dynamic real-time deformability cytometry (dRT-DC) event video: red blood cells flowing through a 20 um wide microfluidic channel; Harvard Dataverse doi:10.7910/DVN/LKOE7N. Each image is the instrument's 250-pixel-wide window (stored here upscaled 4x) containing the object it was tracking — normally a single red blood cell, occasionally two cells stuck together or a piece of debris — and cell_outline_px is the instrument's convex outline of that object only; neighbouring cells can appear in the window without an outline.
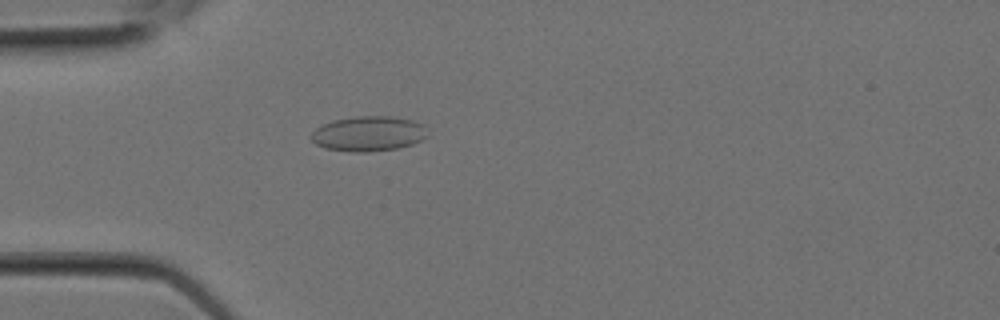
{"species": "Egyptian fruit bat (a non-hibernating species)", "species_latin": "Rousettus aegyptiacus", "temperature_condition": "room temperature", "stored_images_in_passage": 3, "camera_frame_rate_fps": 3000, "um_per_image_px": 0.085, "animal": {"sex": "female"}, "frame": {"image": 1, "passage_image": 3, "time_ms": 0.667, "image_size_px": [1000, 320], "cell_outline_px": [[428, 136], [412, 144], [396, 148], [368, 152], [352, 152], [324, 148], [316, 144], [308, 136], [316, 128], [332, 120], [356, 116], [392, 116], [412, 120], [424, 124]], "centroid_in_image_um": [31.3, 11.36], "position_along_channel_um": 53.7, "area_um2": 23.87}}